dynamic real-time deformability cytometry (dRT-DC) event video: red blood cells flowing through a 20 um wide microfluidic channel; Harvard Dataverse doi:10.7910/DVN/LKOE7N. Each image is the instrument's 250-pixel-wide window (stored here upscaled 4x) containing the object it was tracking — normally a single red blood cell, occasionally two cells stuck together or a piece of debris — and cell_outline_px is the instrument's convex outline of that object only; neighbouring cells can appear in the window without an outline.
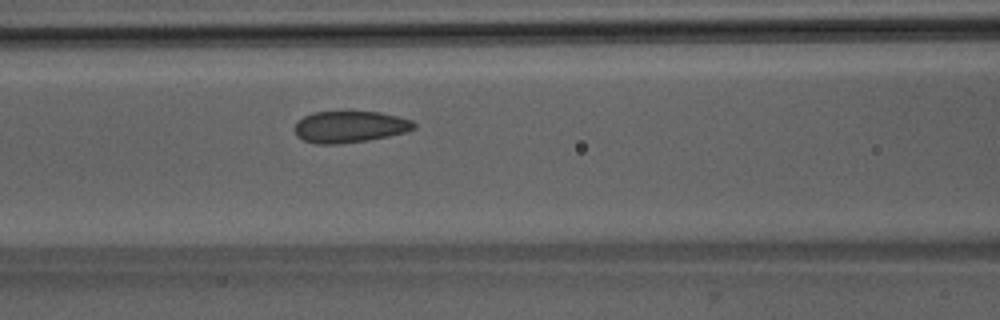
{"species": "Egyptian fruit bat (a non-hibernating species)", "species_latin": "Rousettus aegyptiacus", "temperature_condition": "room temperature", "stored_images_in_passage": 24, "camera_frame_rate_fps": 3000, "um_per_image_px": 0.085, "animal": {"sex": "male"}, "frame": {"image": 1, "passage_image": 17, "time_ms": 5.333, "image_size_px": [1000, 320], "cell_outline_px": [[416, 128], [404, 132], [388, 136], [368, 140], [340, 144], [316, 144], [304, 140], [296, 136], [292, 128], [296, 120], [312, 112], [380, 112], [412, 120], [416, 124]], "centroid_in_image_um": [29.67, 10.78], "position_along_channel_um": 136.9, "area_um2": 22.14}}